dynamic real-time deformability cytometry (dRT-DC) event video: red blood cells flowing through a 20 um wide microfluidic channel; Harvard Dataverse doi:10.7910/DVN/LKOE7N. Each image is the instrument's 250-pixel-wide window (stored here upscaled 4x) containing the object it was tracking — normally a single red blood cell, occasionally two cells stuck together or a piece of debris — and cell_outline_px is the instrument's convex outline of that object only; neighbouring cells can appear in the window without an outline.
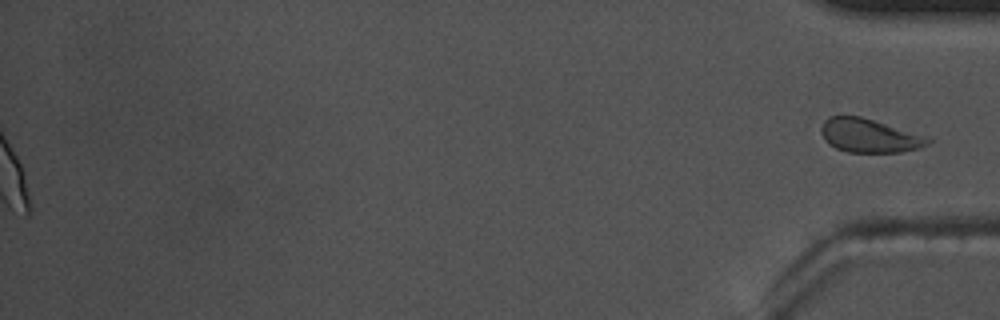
{"species": "common noctule bat (a hibernating species)", "species_latin": "Nyctalus noctula", "temperature_condition": "warm", "stored_images_in_passage": 57, "camera_frame_rate_fps": 3000, "um_per_image_px": 0.085, "animal": {"sex": "male", "body_mass_g": 17.5, "forearm_length_mm": 52.3}, "frame": {"image": 1, "passage_image": 57, "time_ms": 18.667, "image_size_px": [1000, 320], "cell_outline_px": [[932, 140], [928, 144], [916, 148], [900, 152], [848, 152], [836, 148], [828, 144], [824, 140], [820, 132], [820, 128], [824, 120], [828, 116], [860, 116]], "centroid_in_image_um": [73.74, 11.54], "position_along_channel_um": 361.5, "area_um2": 20.29}}